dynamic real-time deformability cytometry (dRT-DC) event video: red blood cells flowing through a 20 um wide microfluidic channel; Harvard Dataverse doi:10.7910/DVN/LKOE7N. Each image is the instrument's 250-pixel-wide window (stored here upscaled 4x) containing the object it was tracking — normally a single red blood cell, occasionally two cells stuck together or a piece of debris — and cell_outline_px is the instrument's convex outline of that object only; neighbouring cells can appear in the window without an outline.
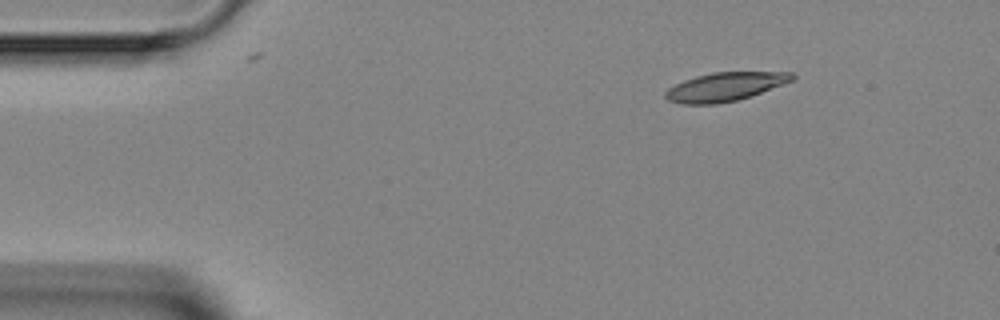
{"species": "Egyptian fruit bat (a non-hibernating species)", "species_latin": "Rousettus aegyptiacus", "temperature_condition": "room temperature", "stored_images_in_passage": 3, "camera_frame_rate_fps": 3000, "um_per_image_px": 0.085, "animal": {"sex": "female"}, "frame": {"image": 1, "passage_image": 1, "time_ms": 0.0, "image_size_px": [1000, 320], "cell_outline_px": [[796, 76], [792, 80], [760, 92], [736, 100], [716, 104], [680, 104], [668, 100], [664, 96], [664, 92], [668, 88], [684, 80], [696, 76], [712, 72], [792, 72]], "centroid_in_image_um": [61.56, 7.37], "position_along_channel_um": 23.4, "area_um2": 20.87}}
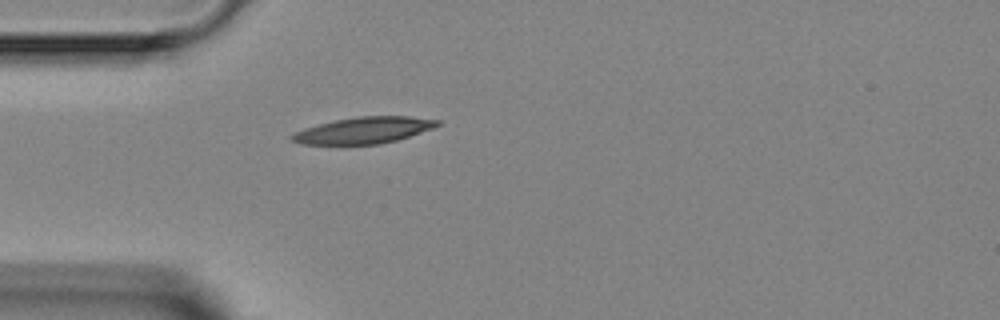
{"frame": {"image": 2, "passage_image": 3, "time_ms": 2.333, "image_size_px": [1000, 320], "cell_outline_px": [[440, 124], [432, 128], [396, 140], [380, 144], [300, 144], [288, 140], [288, 136], [304, 128], [336, 120], [360, 116], [408, 116], [440, 120]], "centroid_in_image_um": [30.87, 11.08], "position_along_channel_um": 54.1, "area_um2": 22.2}}